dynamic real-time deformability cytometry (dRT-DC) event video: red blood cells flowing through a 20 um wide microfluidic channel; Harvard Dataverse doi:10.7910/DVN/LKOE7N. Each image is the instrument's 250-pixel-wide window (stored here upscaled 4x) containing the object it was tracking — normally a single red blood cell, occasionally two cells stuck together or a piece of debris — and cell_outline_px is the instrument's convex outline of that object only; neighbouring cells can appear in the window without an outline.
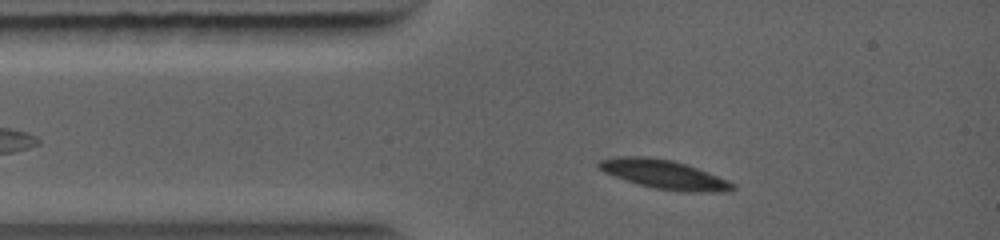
{"species": "common noctule bat (a hibernating species)", "species_latin": "Nyctalus noctula", "temperature_condition": "warm", "stored_images_in_passage": 12, "camera_frame_rate_fps": 5000, "um_per_image_px": 0.085, "animal": {"sex": "female", "body_mass_g": 19.0, "forearm_length_mm": 56.7}, "frame": {"image": 1, "passage_image": 3, "time_ms": 0.6, "image_size_px": [1000, 240], "cell_outline_px": [[736, 188], [732, 192], [684, 192], [656, 188], [640, 184], [604, 172], [596, 168], [596, 164], [600, 160], [616, 156], [648, 156], [672, 160], [696, 168], [728, 180], [736, 184]], "centroid_in_image_um": [56.47, 14.83], "position_along_channel_um": 28.5, "area_um2": 22.54}}
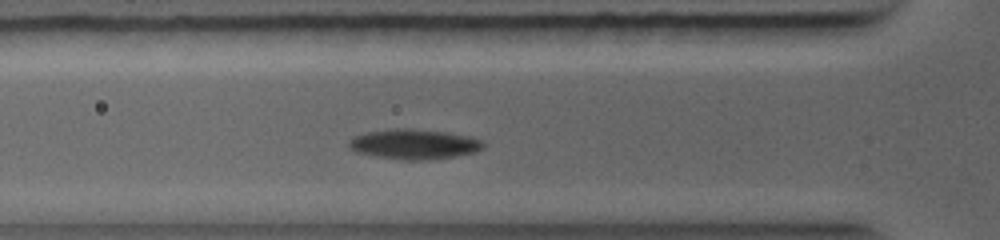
{"frame": {"image": 2, "passage_image": 8, "time_ms": 2.2, "image_size_px": [1000, 240], "cell_outline_px": [[484, 148], [476, 152], [428, 160], [408, 160], [380, 156], [356, 152], [348, 148], [348, 140], [352, 136], [368, 132], [392, 128], [412, 128], [444, 132], [468, 136], [484, 140]], "centroid_in_image_um": [35.19, 12.24], "position_along_channel_um": 90.6, "area_um2": 23.47}}
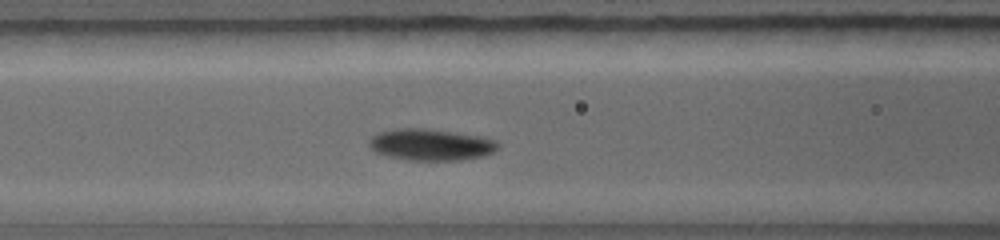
{"frame": {"image": 3, "passage_image": 10, "time_ms": 3.0, "image_size_px": [1000, 240], "cell_outline_px": [[500, 148], [484, 156], [460, 160], [408, 160], [388, 156], [376, 152], [368, 148], [368, 140], [372, 136], [380, 132], [396, 128], [424, 128], [456, 132], [484, 136], [496, 140], [500, 144]], "centroid_in_image_um": [36.64, 12.29], "position_along_channel_um": 130.0, "area_um2": 24.04}}